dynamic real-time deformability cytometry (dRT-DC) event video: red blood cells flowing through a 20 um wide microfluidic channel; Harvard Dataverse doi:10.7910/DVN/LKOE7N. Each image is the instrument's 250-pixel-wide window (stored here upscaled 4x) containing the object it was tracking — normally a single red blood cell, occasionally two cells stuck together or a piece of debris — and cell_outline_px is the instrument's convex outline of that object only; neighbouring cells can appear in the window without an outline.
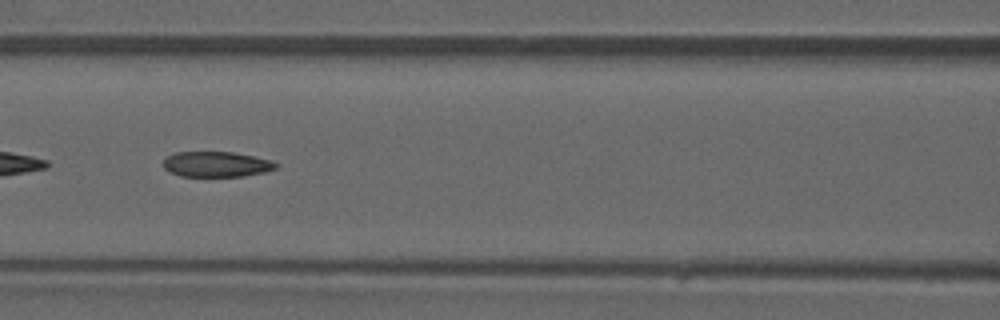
{"species": "common noctule bat (a hibernating species)", "species_latin": "Nyctalus noctula", "temperature_condition": "warm", "stored_images_in_passage": 44, "camera_frame_rate_fps": 3000, "um_per_image_px": 0.085, "animal": {"sex": "male", "forearm_length_mm": 52.5}, "frame": {"image": 1, "passage_image": 19, "time_ms": 6.0, "image_size_px": [1000, 320], "cell_outline_px": [[280, 164], [276, 168], [264, 172], [244, 176], [180, 176], [164, 168], [164, 160], [168, 156], [176, 152], [232, 152], [272, 160]], "centroid_in_image_um": [18.43, 13.96], "position_along_channel_um": 148.2, "area_um2": 16.53}}